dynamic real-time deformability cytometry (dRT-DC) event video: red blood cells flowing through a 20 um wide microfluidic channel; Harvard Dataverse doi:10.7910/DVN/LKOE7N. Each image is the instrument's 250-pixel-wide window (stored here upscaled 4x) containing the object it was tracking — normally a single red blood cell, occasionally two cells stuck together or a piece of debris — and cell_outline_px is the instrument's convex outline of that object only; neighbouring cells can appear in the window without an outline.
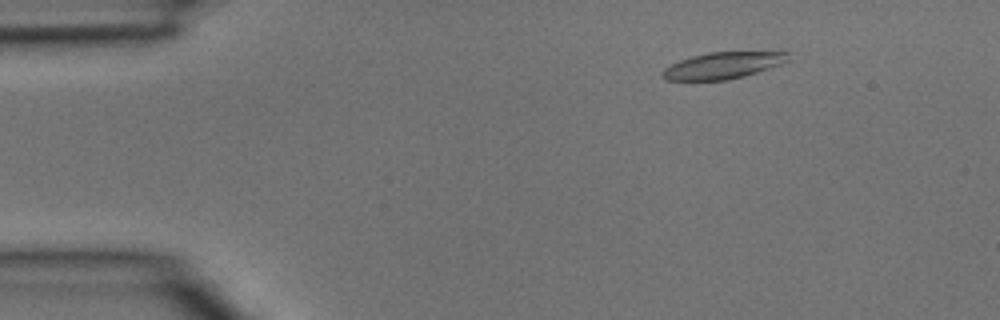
{"species": "common noctule bat (a hibernating species)", "species_latin": "Nyctalus noctula", "temperature_condition": "room temperature", "stored_images_in_passage": 5, "camera_frame_rate_fps": 3000, "um_per_image_px": 0.085, "animal": {"sex": "male", "body_mass_g": 15.6}, "frame": {"image": 1, "passage_image": 2, "time_ms": 0.333, "image_size_px": [1000, 320], "cell_outline_px": [[792, 60], [744, 76], [728, 80], [664, 80], [660, 76], [660, 72], [664, 68], [680, 60], [692, 56], [708, 52], [788, 52]], "centroid_in_image_um": [61.42, 5.57], "position_along_channel_um": 23.6, "area_um2": 19.48}}